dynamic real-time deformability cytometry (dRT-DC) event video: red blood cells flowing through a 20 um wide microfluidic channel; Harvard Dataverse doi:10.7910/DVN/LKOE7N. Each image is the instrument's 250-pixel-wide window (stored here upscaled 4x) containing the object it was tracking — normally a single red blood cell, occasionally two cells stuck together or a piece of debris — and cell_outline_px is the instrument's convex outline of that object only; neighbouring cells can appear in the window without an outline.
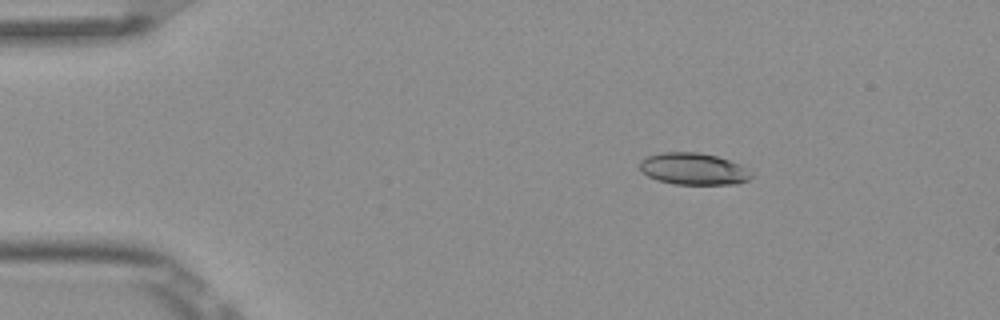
{"species": "Egyptian fruit bat (a non-hibernating species)", "species_latin": "Rousettus aegyptiacus", "temperature_condition": "room temperature", "stored_images_in_passage": 4, "camera_frame_rate_fps": 3000, "um_per_image_px": 0.085, "frame": {"image": 1, "passage_image": 2, "time_ms": 0.333, "image_size_px": [1000, 320], "cell_outline_px": [[756, 172], [748, 180], [740, 184], [672, 184], [648, 176], [640, 168], [640, 160], [648, 156], [664, 152], [696, 152], [716, 156], [740, 164]], "centroid_in_image_um": [59.02, 14.36], "position_along_channel_um": 26.0, "area_um2": 20.75}}